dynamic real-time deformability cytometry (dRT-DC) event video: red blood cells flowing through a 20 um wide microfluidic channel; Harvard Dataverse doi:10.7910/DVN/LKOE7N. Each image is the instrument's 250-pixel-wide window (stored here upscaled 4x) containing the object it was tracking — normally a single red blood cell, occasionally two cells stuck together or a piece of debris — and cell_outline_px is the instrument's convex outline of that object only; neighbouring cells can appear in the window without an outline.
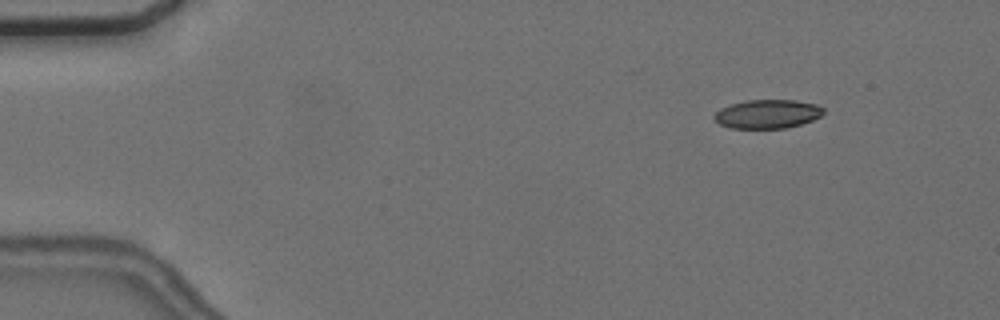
{"species": "common noctule bat (a hibernating species)", "species_latin": "Nyctalus noctula", "temperature_condition": "cold", "stored_images_in_passage": 4, "camera_frame_rate_fps": 3000, "um_per_image_px": 0.085, "animal": {"sex": "female", "body_mass_g": 24.6, "forearm_length_mm": 56.2}, "frame": {"image": 1, "passage_image": 2, "time_ms": 1.333, "image_size_px": [1000, 320], "cell_outline_px": [[824, 112], [820, 116], [812, 120], [800, 124], [784, 128], [732, 128], [720, 124], [712, 116], [720, 108], [744, 100], [796, 100], [820, 104], [824, 108]], "centroid_in_image_um": [65.26, 9.67], "position_along_channel_um": 19.7, "area_um2": 18.38}}